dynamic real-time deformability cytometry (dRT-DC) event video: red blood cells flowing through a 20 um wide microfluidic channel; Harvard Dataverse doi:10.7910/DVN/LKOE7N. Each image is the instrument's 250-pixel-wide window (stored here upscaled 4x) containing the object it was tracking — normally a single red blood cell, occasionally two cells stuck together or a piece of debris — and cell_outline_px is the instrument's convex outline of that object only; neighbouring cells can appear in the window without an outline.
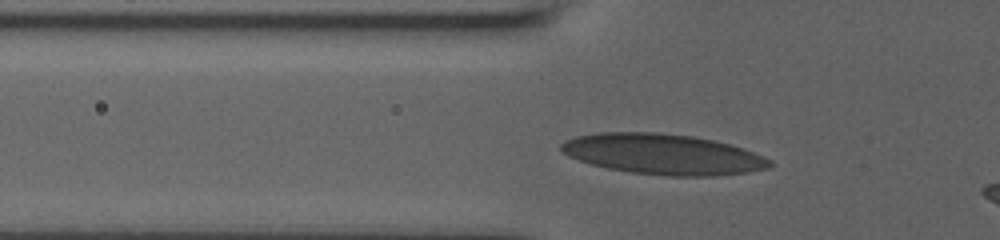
{"species": "human", "species_latin": "Homo sapiens", "temperature_condition": "room temperature", "stored_images_in_passage": 35, "camera_frame_rate_fps": 3000, "um_per_image_px": 0.085, "donor": {"sex": "male"}, "frame": {"image": 1, "passage_image": 7, "time_ms": 2.0, "image_size_px": [1000, 240], "cell_outline_px": [[772, 164], [768, 168], [748, 172], [716, 176], [672, 176], [632, 172], [608, 168], [592, 164], [568, 156], [560, 152], [560, 144], [564, 140], [576, 136], [600, 132], [656, 132], [692, 136], [712, 140], [744, 148], [764, 156], [772, 160]], "centroid_in_image_um": [56.35, 13.1], "position_along_channel_um": 69.5, "area_um2": 49.25}}
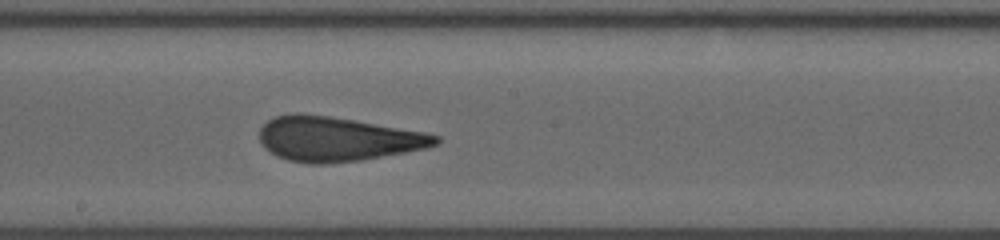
{"frame": {"image": 2, "passage_image": 19, "time_ms": 6.0, "image_size_px": [1000, 240], "cell_outline_px": [[440, 140], [436, 144], [428, 148], [360, 160], [324, 164], [308, 164], [288, 160], [276, 156], [264, 148], [260, 140], [260, 128], [268, 120], [276, 116], [328, 116], [424, 132], [440, 136]], "centroid_in_image_um": [28.69, 11.86], "position_along_channel_um": 219.5, "area_um2": 44.68}}
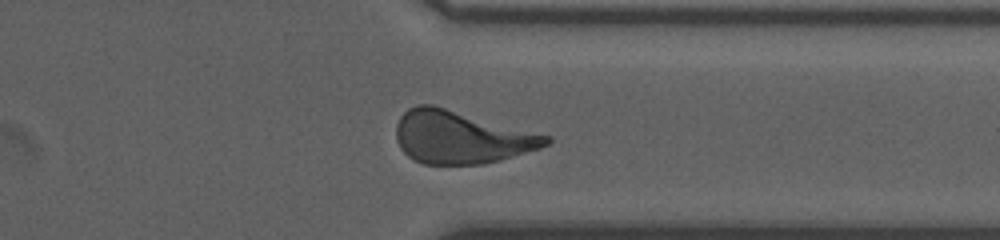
{"frame": {"image": 3, "passage_image": 31, "time_ms": 10.0, "image_size_px": [1000, 240], "cell_outline_px": [[552, 140], [548, 144], [540, 148], [500, 160], [480, 164], [424, 164], [412, 160], [400, 148], [396, 140], [396, 124], [400, 116], [408, 108], [416, 104], [432, 104], [552, 136]], "centroid_in_image_um": [39.17, 11.65], "position_along_channel_um": 372.2, "area_um2": 46.24}, "authors_computed_cell_mechanics": {"area_um2": 45.4886, "velocity_mm_per_s": 3.8294, "shape_relaxation_time_tau1_ms": null, "shape_relaxation_time_tau2_ms": 0.8048, "deformation_change_tau1": null, "deformation_change_tau2": 0.0837}}